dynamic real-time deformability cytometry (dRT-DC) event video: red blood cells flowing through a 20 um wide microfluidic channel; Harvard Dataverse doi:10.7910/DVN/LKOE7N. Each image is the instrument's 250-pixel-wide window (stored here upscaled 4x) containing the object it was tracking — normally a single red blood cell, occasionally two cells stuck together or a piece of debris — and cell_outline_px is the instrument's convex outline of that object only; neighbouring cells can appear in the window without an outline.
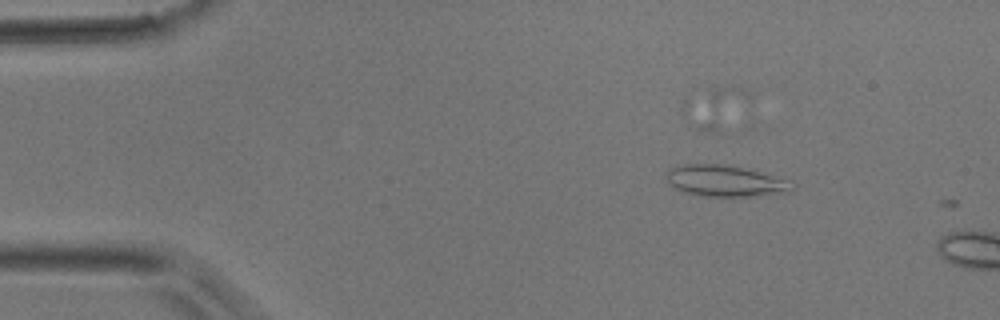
{"species": "common noctule bat (a hibernating species)", "species_latin": "Nyctalus noctula", "temperature_condition": "room temperature", "stored_images_in_passage": 2, "camera_frame_rate_fps": 3000, "um_per_image_px": 0.085, "animal": {"sex": "male", "body_mass_g": 17.9}, "frame": {"image": 1, "passage_image": 1, "time_ms": 0.0, "image_size_px": [1000, 320], "cell_outline_px": [[792, 188], [788, 192], [756, 196], [704, 196], [684, 192], [676, 188], [668, 180], [668, 172], [672, 168], [684, 164], [720, 164], [740, 168], [788, 180]], "centroid_in_image_um": [61.61, 15.39], "position_along_channel_um": 23.4, "area_um2": 22.02}}